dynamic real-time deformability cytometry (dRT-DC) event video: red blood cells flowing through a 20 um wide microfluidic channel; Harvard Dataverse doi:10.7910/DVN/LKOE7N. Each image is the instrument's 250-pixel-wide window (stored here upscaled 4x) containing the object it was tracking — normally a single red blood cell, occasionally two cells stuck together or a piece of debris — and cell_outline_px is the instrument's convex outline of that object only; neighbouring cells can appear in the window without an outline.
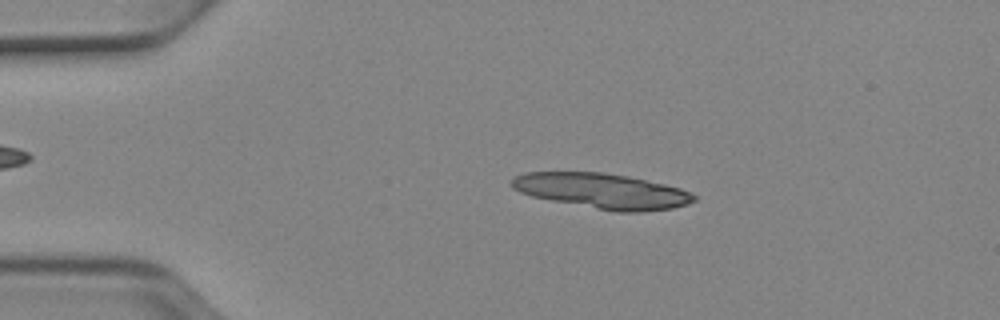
{"species": "Egyptian fruit bat (a non-hibernating species)", "species_latin": "Rousettus aegyptiacus", "temperature_condition": "cold", "stored_images_in_passage": 49, "segment_of_instrument_passage": [1, 2], "camera_frame_rate_fps": 3000, "um_per_image_px": 0.085, "animal": {"sex": "female"}, "frame": {"image": 1, "passage_image": 9, "time_ms": 2.667, "image_size_px": [1000, 320], "cell_outline_px": [[696, 200], [688, 204], [672, 208], [640, 212], [616, 212], [552, 200], [532, 196], [520, 192], [512, 188], [508, 184], [512, 176], [524, 172], [604, 172], [628, 176], [664, 184], [680, 188], [696, 196]], "centroid_in_image_um": [51.13, 16.22], "position_along_channel_um": 33.9, "area_um2": 37.45}}